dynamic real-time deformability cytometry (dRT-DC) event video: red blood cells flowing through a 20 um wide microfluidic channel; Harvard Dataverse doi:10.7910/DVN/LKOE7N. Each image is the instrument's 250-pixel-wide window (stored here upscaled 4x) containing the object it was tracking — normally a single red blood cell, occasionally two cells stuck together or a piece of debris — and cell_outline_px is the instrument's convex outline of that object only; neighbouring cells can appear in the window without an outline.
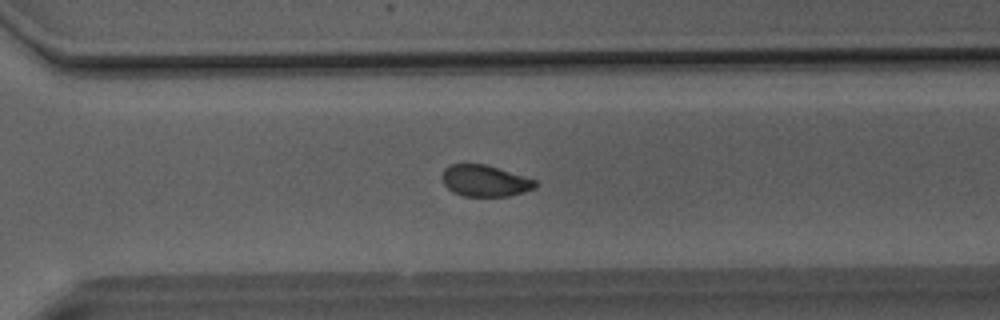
{"species": "Egyptian fruit bat (a non-hibernating species)", "species_latin": "Rousettus aegyptiacus", "temperature_condition": "room temperature", "stored_images_in_passage": 42, "camera_frame_rate_fps": 3000, "um_per_image_px": 0.085, "animal": {"sex": "male"}, "frame": {"image": 1, "passage_image": 28, "time_ms": 9.0, "image_size_px": [1000, 320], "cell_outline_px": [[536, 188], [524, 192], [508, 196], [460, 196], [452, 192], [444, 184], [440, 176], [444, 168], [452, 164], [484, 164], [536, 180]], "centroid_in_image_um": [41.17, 15.38], "position_along_channel_um": 329.4, "area_um2": 17.05}}
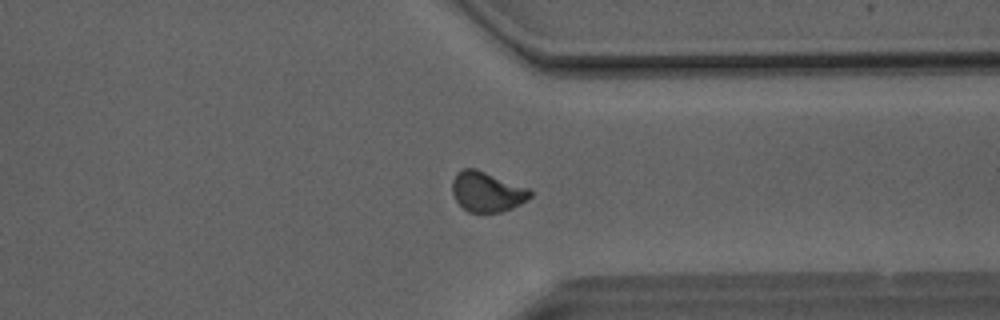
{"frame": {"image": 2, "passage_image": 31, "time_ms": 10.0, "image_size_px": [1000, 320], "cell_outline_px": [[532, 196], [520, 204], [512, 208], [500, 212], [468, 212], [456, 200], [452, 192], [452, 180], [456, 172], [464, 168], [476, 168], [528, 188], [532, 192]], "centroid_in_image_um": [41.38, 16.28], "position_along_channel_um": 370.0, "area_um2": 18.15}}
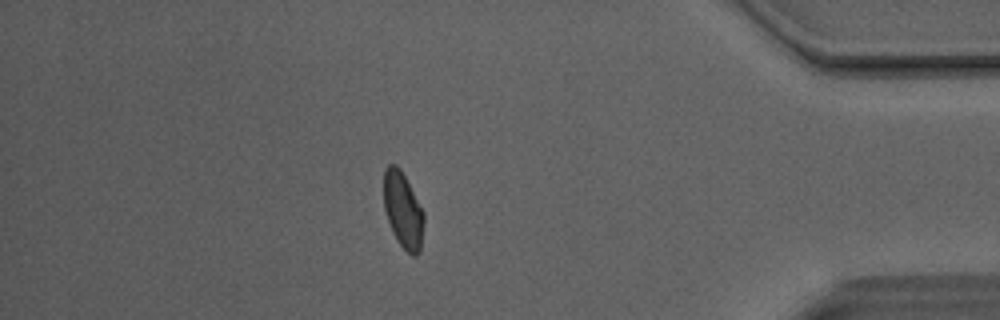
{"frame": {"image": 3, "passage_image": 36, "time_ms": 11.667, "image_size_px": [1000, 320], "cell_outline_px": [[424, 220], [420, 252], [416, 256], [412, 256], [400, 244], [392, 232], [384, 208], [384, 168], [388, 164], [396, 164], [400, 168], [424, 212]], "centroid_in_image_um": [34.25, 17.85], "position_along_channel_um": 400.9, "area_um2": 17.69}, "authors_computed_cell_mechanics": {"area_um2": 18.0625, "velocity_mm_per_s": 4.1285, "shape_relaxation_time_tau1_ms": 6.3639, "shape_relaxation_time_tau2_ms": 1.9584, "deformation_change_tau1": 0.1307, "deformation_change_tau2": 0.0628}}